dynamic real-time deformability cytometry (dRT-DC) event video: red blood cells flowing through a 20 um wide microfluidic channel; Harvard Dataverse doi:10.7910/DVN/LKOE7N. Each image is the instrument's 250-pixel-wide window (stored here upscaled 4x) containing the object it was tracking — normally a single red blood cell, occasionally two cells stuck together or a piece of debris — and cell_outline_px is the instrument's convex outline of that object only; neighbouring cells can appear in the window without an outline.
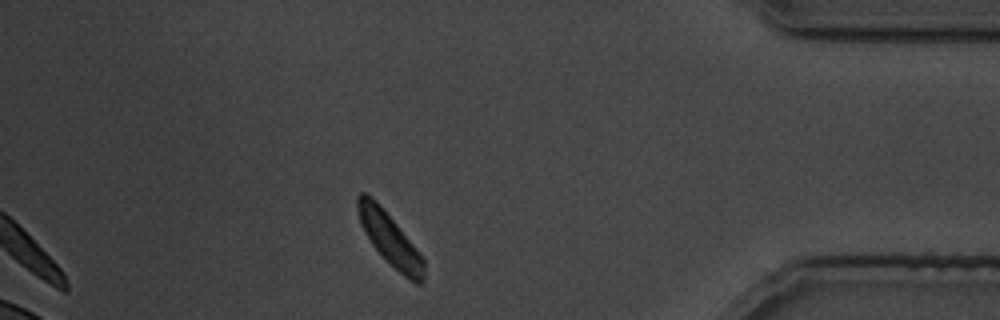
{"species": "common noctule bat (a hibernating species)", "species_latin": "Nyctalus noctula", "temperature_condition": "cold", "stored_images_in_passage": 28, "camera_frame_rate_fps": 3000, "um_per_image_px": 0.085, "animal": {"sex": "male", "body_mass_g": 19.5, "forearm_length_mm": 54.6}, "frame": {"image": 1, "passage_image": 28, "time_ms": 34.0, "image_size_px": [1000, 320], "cell_outline_px": [[424, 280], [420, 284], [416, 284], [404, 276], [372, 244], [364, 232], [360, 224], [356, 208], [356, 196], [360, 192], [364, 192], [372, 196], [380, 204], [412, 244], [424, 260]], "centroid_in_image_um": [33.08, 20.26], "position_along_channel_um": 402.1, "area_um2": 19.77}}